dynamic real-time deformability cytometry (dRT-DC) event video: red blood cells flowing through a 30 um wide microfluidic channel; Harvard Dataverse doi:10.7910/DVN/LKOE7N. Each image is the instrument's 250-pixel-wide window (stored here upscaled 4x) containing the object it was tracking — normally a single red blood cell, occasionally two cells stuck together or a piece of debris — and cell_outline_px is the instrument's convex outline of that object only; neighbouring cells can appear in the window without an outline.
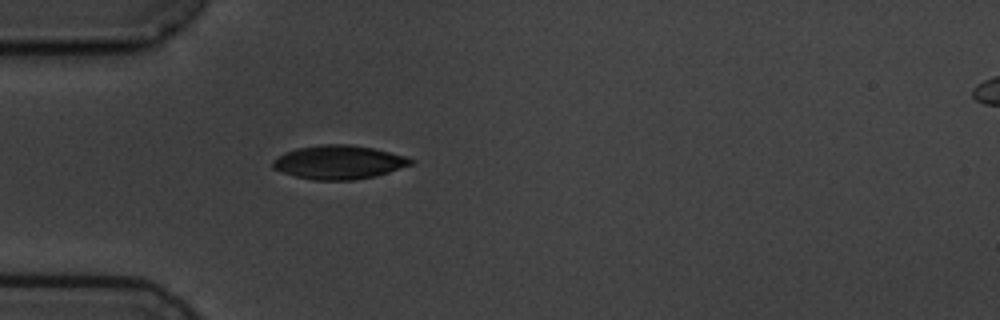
{"species": "common noctule bat (a hibernating species)", "species_latin": "Nyctalus noctula", "temperature_condition": "cold", "stored_images_in_passage": 1, "camera_frame_rate_fps": 3000, "um_per_image_px": 0.085, "animal": {"sex": "male", "body_mass_g": 19.5, "forearm_length_mm": 54.6}, "frame": {"image": 1, "passage_image": 1, "time_ms": 0.0, "image_size_px": [1000, 320], "cell_outline_px": [[416, 164], [376, 176], [352, 180], [312, 180], [296, 176], [272, 168], [272, 160], [284, 152], [296, 148], [320, 144], [352, 144], [372, 148], [404, 156], [416, 160]], "centroid_in_image_um": [28.82, 13.78], "position_along_channel_um": 56.2, "area_um2": 27.34}}